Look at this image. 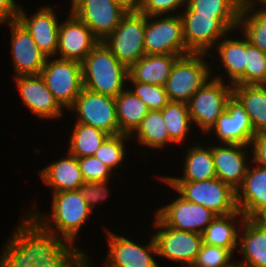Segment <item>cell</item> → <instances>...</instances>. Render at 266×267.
Returning <instances> with one entry per match:
<instances>
[{"label":"cell","instance_id":"obj_51","mask_svg":"<svg viewBox=\"0 0 266 267\" xmlns=\"http://www.w3.org/2000/svg\"><path fill=\"white\" fill-rule=\"evenodd\" d=\"M78 0H71V7L77 2Z\"/></svg>","mask_w":266,"mask_h":267},{"label":"cell","instance_id":"obj_27","mask_svg":"<svg viewBox=\"0 0 266 267\" xmlns=\"http://www.w3.org/2000/svg\"><path fill=\"white\" fill-rule=\"evenodd\" d=\"M233 95L248 113L255 134L266 133V85H233Z\"/></svg>","mask_w":266,"mask_h":267},{"label":"cell","instance_id":"obj_39","mask_svg":"<svg viewBox=\"0 0 266 267\" xmlns=\"http://www.w3.org/2000/svg\"><path fill=\"white\" fill-rule=\"evenodd\" d=\"M83 250H64L50 255L45 262L50 267H95Z\"/></svg>","mask_w":266,"mask_h":267},{"label":"cell","instance_id":"obj_18","mask_svg":"<svg viewBox=\"0 0 266 267\" xmlns=\"http://www.w3.org/2000/svg\"><path fill=\"white\" fill-rule=\"evenodd\" d=\"M11 29V57L16 76L38 75L47 57L38 49L27 29L18 21L8 23Z\"/></svg>","mask_w":266,"mask_h":267},{"label":"cell","instance_id":"obj_10","mask_svg":"<svg viewBox=\"0 0 266 267\" xmlns=\"http://www.w3.org/2000/svg\"><path fill=\"white\" fill-rule=\"evenodd\" d=\"M69 110L76 112L78 123L95 127L109 135L121 134L114 97L83 88Z\"/></svg>","mask_w":266,"mask_h":267},{"label":"cell","instance_id":"obj_30","mask_svg":"<svg viewBox=\"0 0 266 267\" xmlns=\"http://www.w3.org/2000/svg\"><path fill=\"white\" fill-rule=\"evenodd\" d=\"M130 138H136L137 142L151 147L152 151L166 147L168 142L174 143L169 138L161 110H149Z\"/></svg>","mask_w":266,"mask_h":267},{"label":"cell","instance_id":"obj_16","mask_svg":"<svg viewBox=\"0 0 266 267\" xmlns=\"http://www.w3.org/2000/svg\"><path fill=\"white\" fill-rule=\"evenodd\" d=\"M70 13L65 21L60 23L56 55L81 63L99 40L81 19Z\"/></svg>","mask_w":266,"mask_h":267},{"label":"cell","instance_id":"obj_44","mask_svg":"<svg viewBox=\"0 0 266 267\" xmlns=\"http://www.w3.org/2000/svg\"><path fill=\"white\" fill-rule=\"evenodd\" d=\"M253 158L250 161L266 167V133L256 134L251 142Z\"/></svg>","mask_w":266,"mask_h":267},{"label":"cell","instance_id":"obj_32","mask_svg":"<svg viewBox=\"0 0 266 267\" xmlns=\"http://www.w3.org/2000/svg\"><path fill=\"white\" fill-rule=\"evenodd\" d=\"M108 136L109 134L102 130L76 122L70 136L67 152L77 158L94 156Z\"/></svg>","mask_w":266,"mask_h":267},{"label":"cell","instance_id":"obj_46","mask_svg":"<svg viewBox=\"0 0 266 267\" xmlns=\"http://www.w3.org/2000/svg\"><path fill=\"white\" fill-rule=\"evenodd\" d=\"M248 41L261 51L266 52V31H241Z\"/></svg>","mask_w":266,"mask_h":267},{"label":"cell","instance_id":"obj_48","mask_svg":"<svg viewBox=\"0 0 266 267\" xmlns=\"http://www.w3.org/2000/svg\"><path fill=\"white\" fill-rule=\"evenodd\" d=\"M265 5L264 7L266 8V0H242V5L241 6H256L257 3Z\"/></svg>","mask_w":266,"mask_h":267},{"label":"cell","instance_id":"obj_4","mask_svg":"<svg viewBox=\"0 0 266 267\" xmlns=\"http://www.w3.org/2000/svg\"><path fill=\"white\" fill-rule=\"evenodd\" d=\"M146 14L127 12L118 27L102 42L128 69L145 55Z\"/></svg>","mask_w":266,"mask_h":267},{"label":"cell","instance_id":"obj_26","mask_svg":"<svg viewBox=\"0 0 266 267\" xmlns=\"http://www.w3.org/2000/svg\"><path fill=\"white\" fill-rule=\"evenodd\" d=\"M235 218L242 220L239 222L240 224L236 223L238 228L235 224ZM244 219L245 216L239 210L232 214L217 215L201 234L203 245H214L228 250L236 249Z\"/></svg>","mask_w":266,"mask_h":267},{"label":"cell","instance_id":"obj_1","mask_svg":"<svg viewBox=\"0 0 266 267\" xmlns=\"http://www.w3.org/2000/svg\"><path fill=\"white\" fill-rule=\"evenodd\" d=\"M51 209L50 218L33 208L24 214L6 245L18 256L32 261H45L64 250H80L74 245L75 238L92 213L80 192L53 193Z\"/></svg>","mask_w":266,"mask_h":267},{"label":"cell","instance_id":"obj_15","mask_svg":"<svg viewBox=\"0 0 266 267\" xmlns=\"http://www.w3.org/2000/svg\"><path fill=\"white\" fill-rule=\"evenodd\" d=\"M211 131H214L222 144L250 146L256 135L248 113L234 95L229 98L226 110L217 118L208 132Z\"/></svg>","mask_w":266,"mask_h":267},{"label":"cell","instance_id":"obj_7","mask_svg":"<svg viewBox=\"0 0 266 267\" xmlns=\"http://www.w3.org/2000/svg\"><path fill=\"white\" fill-rule=\"evenodd\" d=\"M162 16L163 15H146L144 36L145 54L179 56L190 54L191 52L187 49L184 40L180 15L168 14L166 17L165 15L164 17Z\"/></svg>","mask_w":266,"mask_h":267},{"label":"cell","instance_id":"obj_33","mask_svg":"<svg viewBox=\"0 0 266 267\" xmlns=\"http://www.w3.org/2000/svg\"><path fill=\"white\" fill-rule=\"evenodd\" d=\"M169 138L174 144H181L190 132L192 123L188 104L184 102L169 101L161 110Z\"/></svg>","mask_w":266,"mask_h":267},{"label":"cell","instance_id":"obj_17","mask_svg":"<svg viewBox=\"0 0 266 267\" xmlns=\"http://www.w3.org/2000/svg\"><path fill=\"white\" fill-rule=\"evenodd\" d=\"M17 20L27 29L38 49L47 58L57 57L60 23L52 6H43L28 17L20 4Z\"/></svg>","mask_w":266,"mask_h":267},{"label":"cell","instance_id":"obj_21","mask_svg":"<svg viewBox=\"0 0 266 267\" xmlns=\"http://www.w3.org/2000/svg\"><path fill=\"white\" fill-rule=\"evenodd\" d=\"M248 167L242 186L236 191L237 209L245 218L255 219L266 209V167Z\"/></svg>","mask_w":266,"mask_h":267},{"label":"cell","instance_id":"obj_13","mask_svg":"<svg viewBox=\"0 0 266 267\" xmlns=\"http://www.w3.org/2000/svg\"><path fill=\"white\" fill-rule=\"evenodd\" d=\"M108 255L106 267H159L153 256L157 248L153 238L147 245H139L123 236L107 231ZM154 254V255H152Z\"/></svg>","mask_w":266,"mask_h":267},{"label":"cell","instance_id":"obj_50","mask_svg":"<svg viewBox=\"0 0 266 267\" xmlns=\"http://www.w3.org/2000/svg\"><path fill=\"white\" fill-rule=\"evenodd\" d=\"M228 267H241V266L237 262H234L232 265H230Z\"/></svg>","mask_w":266,"mask_h":267},{"label":"cell","instance_id":"obj_22","mask_svg":"<svg viewBox=\"0 0 266 267\" xmlns=\"http://www.w3.org/2000/svg\"><path fill=\"white\" fill-rule=\"evenodd\" d=\"M240 232L238 248L244 259L237 263L241 267H266V227L256 219L245 218Z\"/></svg>","mask_w":266,"mask_h":267},{"label":"cell","instance_id":"obj_43","mask_svg":"<svg viewBox=\"0 0 266 267\" xmlns=\"http://www.w3.org/2000/svg\"><path fill=\"white\" fill-rule=\"evenodd\" d=\"M0 261L6 267H50L45 261H32L24 259L13 252L7 245L4 246Z\"/></svg>","mask_w":266,"mask_h":267},{"label":"cell","instance_id":"obj_19","mask_svg":"<svg viewBox=\"0 0 266 267\" xmlns=\"http://www.w3.org/2000/svg\"><path fill=\"white\" fill-rule=\"evenodd\" d=\"M15 80L22 102L31 112L42 119L61 117L64 109L55 100L40 74L15 76Z\"/></svg>","mask_w":266,"mask_h":267},{"label":"cell","instance_id":"obj_29","mask_svg":"<svg viewBox=\"0 0 266 267\" xmlns=\"http://www.w3.org/2000/svg\"><path fill=\"white\" fill-rule=\"evenodd\" d=\"M242 36L244 39H227L226 35L216 44L217 54L230 78L231 85H234L245 73L246 37Z\"/></svg>","mask_w":266,"mask_h":267},{"label":"cell","instance_id":"obj_49","mask_svg":"<svg viewBox=\"0 0 266 267\" xmlns=\"http://www.w3.org/2000/svg\"><path fill=\"white\" fill-rule=\"evenodd\" d=\"M262 226L266 227V209L255 218Z\"/></svg>","mask_w":266,"mask_h":267},{"label":"cell","instance_id":"obj_20","mask_svg":"<svg viewBox=\"0 0 266 267\" xmlns=\"http://www.w3.org/2000/svg\"><path fill=\"white\" fill-rule=\"evenodd\" d=\"M244 148L246 150L248 146L228 143L212 145L216 178L229 185L234 191L242 186L249 166L246 158L249 155Z\"/></svg>","mask_w":266,"mask_h":267},{"label":"cell","instance_id":"obj_11","mask_svg":"<svg viewBox=\"0 0 266 267\" xmlns=\"http://www.w3.org/2000/svg\"><path fill=\"white\" fill-rule=\"evenodd\" d=\"M179 15L186 47L191 53L209 54L218 40L233 32L217 15L199 12H181Z\"/></svg>","mask_w":266,"mask_h":267},{"label":"cell","instance_id":"obj_5","mask_svg":"<svg viewBox=\"0 0 266 267\" xmlns=\"http://www.w3.org/2000/svg\"><path fill=\"white\" fill-rule=\"evenodd\" d=\"M224 82L220 75L213 76L187 103L192 124L198 125L202 132L208 133L233 95V85Z\"/></svg>","mask_w":266,"mask_h":267},{"label":"cell","instance_id":"obj_25","mask_svg":"<svg viewBox=\"0 0 266 267\" xmlns=\"http://www.w3.org/2000/svg\"><path fill=\"white\" fill-rule=\"evenodd\" d=\"M183 177L164 176V182H200L216 178L212 146L203 147L199 144L187 149Z\"/></svg>","mask_w":266,"mask_h":267},{"label":"cell","instance_id":"obj_45","mask_svg":"<svg viewBox=\"0 0 266 267\" xmlns=\"http://www.w3.org/2000/svg\"><path fill=\"white\" fill-rule=\"evenodd\" d=\"M19 6L15 0H0V24L16 21Z\"/></svg>","mask_w":266,"mask_h":267},{"label":"cell","instance_id":"obj_38","mask_svg":"<svg viewBox=\"0 0 266 267\" xmlns=\"http://www.w3.org/2000/svg\"><path fill=\"white\" fill-rule=\"evenodd\" d=\"M78 163L85 182L107 181L111 178L112 170L95 156L80 157Z\"/></svg>","mask_w":266,"mask_h":267},{"label":"cell","instance_id":"obj_47","mask_svg":"<svg viewBox=\"0 0 266 267\" xmlns=\"http://www.w3.org/2000/svg\"><path fill=\"white\" fill-rule=\"evenodd\" d=\"M124 8L127 12H137L140 8L141 0H113Z\"/></svg>","mask_w":266,"mask_h":267},{"label":"cell","instance_id":"obj_52","mask_svg":"<svg viewBox=\"0 0 266 267\" xmlns=\"http://www.w3.org/2000/svg\"><path fill=\"white\" fill-rule=\"evenodd\" d=\"M0 267H6V266L0 261Z\"/></svg>","mask_w":266,"mask_h":267},{"label":"cell","instance_id":"obj_34","mask_svg":"<svg viewBox=\"0 0 266 267\" xmlns=\"http://www.w3.org/2000/svg\"><path fill=\"white\" fill-rule=\"evenodd\" d=\"M234 85H266V52L253 46L247 38L245 73Z\"/></svg>","mask_w":266,"mask_h":267},{"label":"cell","instance_id":"obj_40","mask_svg":"<svg viewBox=\"0 0 266 267\" xmlns=\"http://www.w3.org/2000/svg\"><path fill=\"white\" fill-rule=\"evenodd\" d=\"M255 7V8H254ZM241 31H266V8L241 6L238 29Z\"/></svg>","mask_w":266,"mask_h":267},{"label":"cell","instance_id":"obj_3","mask_svg":"<svg viewBox=\"0 0 266 267\" xmlns=\"http://www.w3.org/2000/svg\"><path fill=\"white\" fill-rule=\"evenodd\" d=\"M204 56L212 57V54L190 53L176 60L164 85L169 101L188 103L212 77L213 70L204 61Z\"/></svg>","mask_w":266,"mask_h":267},{"label":"cell","instance_id":"obj_28","mask_svg":"<svg viewBox=\"0 0 266 267\" xmlns=\"http://www.w3.org/2000/svg\"><path fill=\"white\" fill-rule=\"evenodd\" d=\"M117 120L121 134L131 136L148 113L146 104L129 89L115 97Z\"/></svg>","mask_w":266,"mask_h":267},{"label":"cell","instance_id":"obj_2","mask_svg":"<svg viewBox=\"0 0 266 267\" xmlns=\"http://www.w3.org/2000/svg\"><path fill=\"white\" fill-rule=\"evenodd\" d=\"M83 88L116 97L125 90L128 68L123 65L102 41L81 62Z\"/></svg>","mask_w":266,"mask_h":267},{"label":"cell","instance_id":"obj_41","mask_svg":"<svg viewBox=\"0 0 266 267\" xmlns=\"http://www.w3.org/2000/svg\"><path fill=\"white\" fill-rule=\"evenodd\" d=\"M188 0H141L139 12L146 15H166L184 8Z\"/></svg>","mask_w":266,"mask_h":267},{"label":"cell","instance_id":"obj_35","mask_svg":"<svg viewBox=\"0 0 266 267\" xmlns=\"http://www.w3.org/2000/svg\"><path fill=\"white\" fill-rule=\"evenodd\" d=\"M130 136L125 134L109 135L101 144L94 156L107 165L112 171L123 166L125 159V143Z\"/></svg>","mask_w":266,"mask_h":267},{"label":"cell","instance_id":"obj_9","mask_svg":"<svg viewBox=\"0 0 266 267\" xmlns=\"http://www.w3.org/2000/svg\"><path fill=\"white\" fill-rule=\"evenodd\" d=\"M154 226L160 230L153 235L158 257L178 262L181 267H191L202 246V236L167 226L156 214Z\"/></svg>","mask_w":266,"mask_h":267},{"label":"cell","instance_id":"obj_6","mask_svg":"<svg viewBox=\"0 0 266 267\" xmlns=\"http://www.w3.org/2000/svg\"><path fill=\"white\" fill-rule=\"evenodd\" d=\"M188 202H194L216 215L235 213L236 191L218 178L200 182H166Z\"/></svg>","mask_w":266,"mask_h":267},{"label":"cell","instance_id":"obj_12","mask_svg":"<svg viewBox=\"0 0 266 267\" xmlns=\"http://www.w3.org/2000/svg\"><path fill=\"white\" fill-rule=\"evenodd\" d=\"M70 11L91 29L99 41L110 35L127 13L113 0H78Z\"/></svg>","mask_w":266,"mask_h":267},{"label":"cell","instance_id":"obj_8","mask_svg":"<svg viewBox=\"0 0 266 267\" xmlns=\"http://www.w3.org/2000/svg\"><path fill=\"white\" fill-rule=\"evenodd\" d=\"M40 75L59 105L69 110L83 89L81 63L47 58Z\"/></svg>","mask_w":266,"mask_h":267},{"label":"cell","instance_id":"obj_24","mask_svg":"<svg viewBox=\"0 0 266 267\" xmlns=\"http://www.w3.org/2000/svg\"><path fill=\"white\" fill-rule=\"evenodd\" d=\"M179 55L145 54L129 69V77L136 82L164 86Z\"/></svg>","mask_w":266,"mask_h":267},{"label":"cell","instance_id":"obj_37","mask_svg":"<svg viewBox=\"0 0 266 267\" xmlns=\"http://www.w3.org/2000/svg\"><path fill=\"white\" fill-rule=\"evenodd\" d=\"M234 250L214 245H203L191 267H228L232 265Z\"/></svg>","mask_w":266,"mask_h":267},{"label":"cell","instance_id":"obj_42","mask_svg":"<svg viewBox=\"0 0 266 267\" xmlns=\"http://www.w3.org/2000/svg\"><path fill=\"white\" fill-rule=\"evenodd\" d=\"M108 181L109 180L100 182H84L78 188V191L87 202L91 211L96 204H98L100 201H105V199L108 198Z\"/></svg>","mask_w":266,"mask_h":267},{"label":"cell","instance_id":"obj_14","mask_svg":"<svg viewBox=\"0 0 266 267\" xmlns=\"http://www.w3.org/2000/svg\"><path fill=\"white\" fill-rule=\"evenodd\" d=\"M155 213L167 226L197 234H202L217 216L206 207L188 202L180 195L168 205L159 208Z\"/></svg>","mask_w":266,"mask_h":267},{"label":"cell","instance_id":"obj_36","mask_svg":"<svg viewBox=\"0 0 266 267\" xmlns=\"http://www.w3.org/2000/svg\"><path fill=\"white\" fill-rule=\"evenodd\" d=\"M127 81L134 85L129 90L138 96L149 110H162L168 104L169 99L164 86L136 82L129 76Z\"/></svg>","mask_w":266,"mask_h":267},{"label":"cell","instance_id":"obj_31","mask_svg":"<svg viewBox=\"0 0 266 267\" xmlns=\"http://www.w3.org/2000/svg\"><path fill=\"white\" fill-rule=\"evenodd\" d=\"M242 0H188L182 12L217 15L231 30H237Z\"/></svg>","mask_w":266,"mask_h":267},{"label":"cell","instance_id":"obj_23","mask_svg":"<svg viewBox=\"0 0 266 267\" xmlns=\"http://www.w3.org/2000/svg\"><path fill=\"white\" fill-rule=\"evenodd\" d=\"M63 159L56 160L40 170V178L53 193L78 190L85 182L79 167L78 158L69 152Z\"/></svg>","mask_w":266,"mask_h":267}]
</instances>
